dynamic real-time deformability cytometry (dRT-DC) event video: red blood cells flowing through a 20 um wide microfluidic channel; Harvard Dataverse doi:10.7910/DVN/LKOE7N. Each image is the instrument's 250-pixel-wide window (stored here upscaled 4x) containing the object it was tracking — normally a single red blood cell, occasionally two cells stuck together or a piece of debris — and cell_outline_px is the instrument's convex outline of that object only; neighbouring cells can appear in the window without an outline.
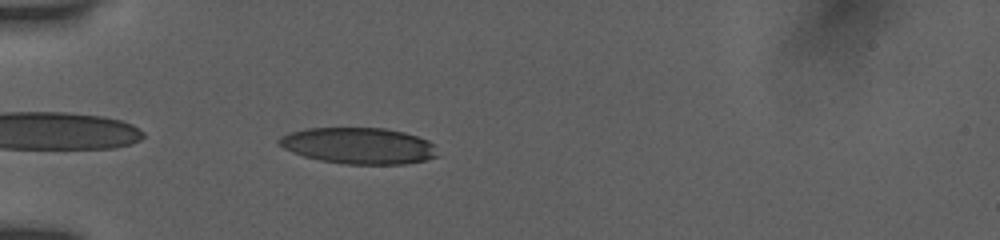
{"species": "human", "species_latin": "Homo sapiens", "temperature_condition": "room temperature", "stored_images_in_passage": 36, "camera_frame_rate_fps": 3000, "um_per_image_px": 0.085, "donor": {"sex": "female"}, "frame": {"image": 1, "passage_image": 2, "time_ms": 0.333, "image_size_px": [1000, 240], "cell_outline_px": [[436, 156], [424, 160], [404, 164], [344, 164], [320, 160], [304, 156], [292, 152], [284, 148], [276, 140], [292, 132], [308, 128], [384, 128], [404, 132], [428, 140], [432, 144]], "centroid_in_image_um": [30.47, 12.39], "position_along_channel_um": 54.5, "area_um2": 33.06}}
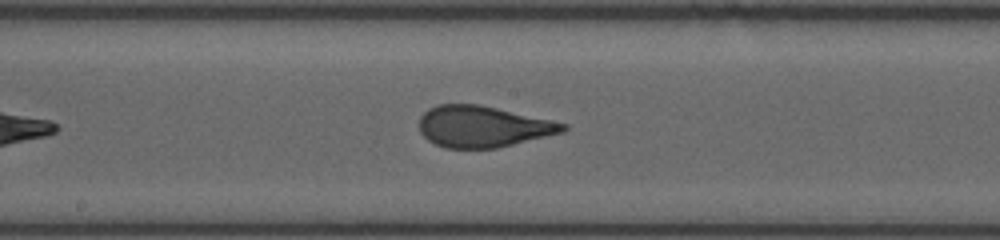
{"frame": {"image": 2, "passage_image": 15, "time_ms": 4.667, "image_size_px": [1000, 240], "cell_outline_px": [[568, 128], [564, 132], [496, 148], [444, 148], [428, 140], [420, 132], [420, 116], [428, 108], [436, 104], [480, 104], [568, 124]], "centroid_in_image_um": [41.03, 10.75], "position_along_channel_um": 207.2, "area_um2": 34.51}}
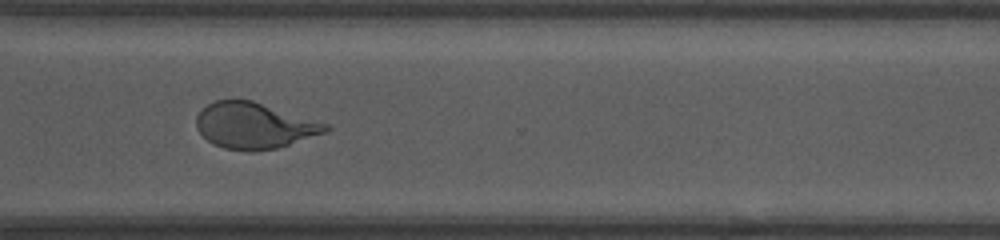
{"frame": {"image": 3, "passage_image": 26, "time_ms": 8.333, "image_size_px": [1000, 240], "cell_outline_px": [[332, 128], [328, 132], [276, 148], [256, 152], [252, 152], [224, 148], [212, 144], [196, 128], [196, 116], [208, 104], [216, 100], [252, 100], [328, 124]], "centroid_in_image_um": [21.62, 10.69], "position_along_channel_um": 349.0, "area_um2": 34.56}, "authors_computed_cell_mechanics": {"area_um2": 34.7956, "velocity_mm_per_s": 3.8895, "shape_relaxation_time_tau1_ms": 4.6443, "shape_relaxation_time_tau2_ms": null, "deformation_change_tau1": 0.1823, "deformation_change_tau2": null}}